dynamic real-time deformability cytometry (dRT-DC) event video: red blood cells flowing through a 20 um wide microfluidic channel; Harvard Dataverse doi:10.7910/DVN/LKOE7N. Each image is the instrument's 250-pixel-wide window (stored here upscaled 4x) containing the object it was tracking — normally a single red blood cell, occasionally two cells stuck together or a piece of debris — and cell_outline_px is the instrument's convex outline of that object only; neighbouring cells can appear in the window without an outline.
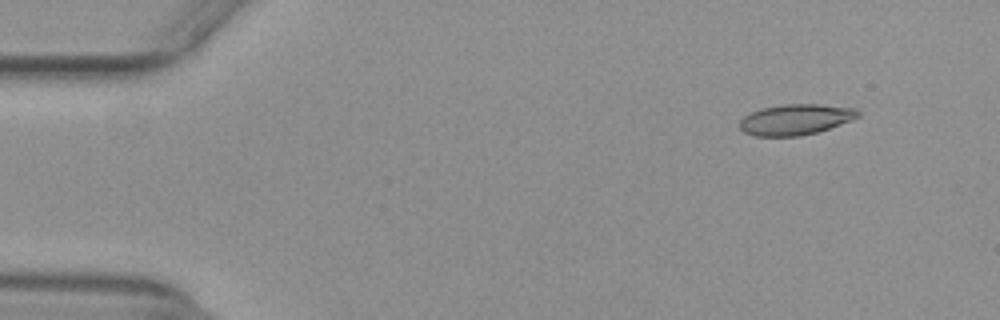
{"species": "common noctule bat (a hibernating species)", "species_latin": "Nyctalus noctula", "temperature_condition": "warm", "stored_images_in_passage": 54, "camera_frame_rate_fps": 3000, "um_per_image_px": 0.085, "animal": {"sex": "female", "body_mass_g": 29.2, "forearm_length_mm": 56.3}, "frame": {"image": 1, "passage_image": 6, "time_ms": 1.667, "image_size_px": [1000, 320], "cell_outline_px": [[860, 116], [852, 120], [816, 132], [800, 136], [756, 136], [744, 132], [740, 128], [740, 120], [744, 116], [752, 112], [764, 108], [784, 104], [820, 104], [856, 108], [860, 112]], "centroid_in_image_um": [67.64, 10.15], "position_along_channel_um": 17.4, "area_um2": 21.04}}
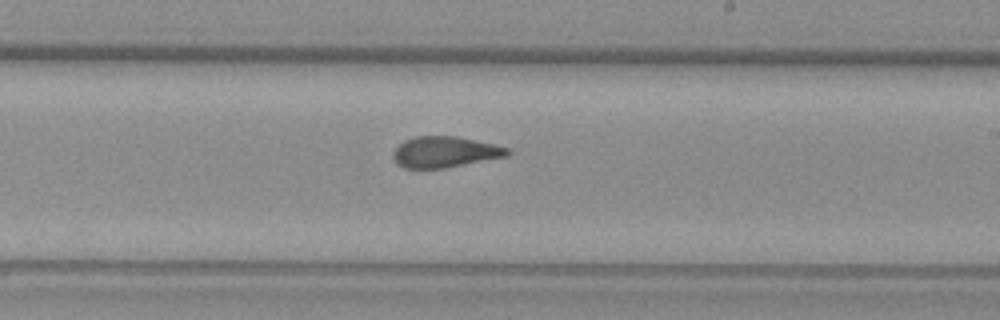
{"frame": {"image": 2, "passage_image": 32, "time_ms": 10.333, "image_size_px": [1000, 320], "cell_outline_px": [[512, 152], [508, 156], [444, 168], [404, 168], [396, 164], [392, 156], [392, 152], [404, 140], [416, 136], [456, 136], [492, 144], [508, 148]], "centroid_in_image_um": [37.79, 12.92], "position_along_channel_um": 251.2, "area_um2": 20.58}}
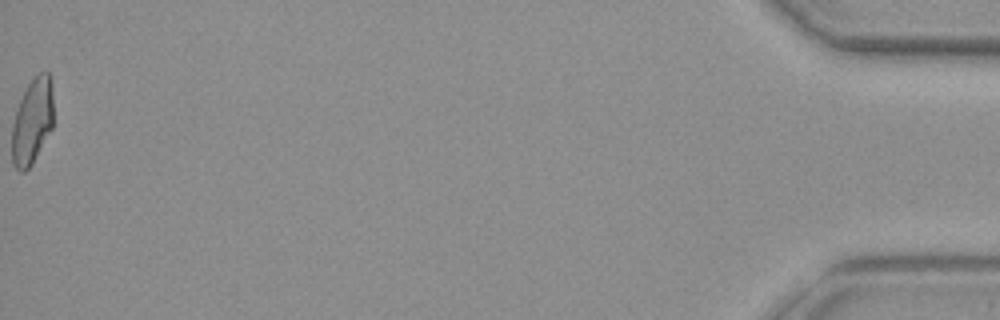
{"frame": {"image": 3, "passage_image": 54, "time_ms": 17.667, "image_size_px": [1000, 320], "cell_outline_px": [[52, 128], [32, 164], [24, 172], [20, 172], [12, 164], [12, 124], [16, 108], [28, 84], [40, 72], [48, 72], [52, 80]], "centroid_in_image_um": [2.73, 10.32], "position_along_channel_um": 432.5, "area_um2": 20.69}, "authors_computed_cell_mechanics": {"area_um2": 21.2704, "velocity_mm_per_s": 3.9269, "shape_relaxation_time_tau1_ms": 8.6932, "shape_relaxation_time_tau2_ms": 1.7399, "deformation_change_tau1": 0.2281, "deformation_change_tau2": 0.0839}}